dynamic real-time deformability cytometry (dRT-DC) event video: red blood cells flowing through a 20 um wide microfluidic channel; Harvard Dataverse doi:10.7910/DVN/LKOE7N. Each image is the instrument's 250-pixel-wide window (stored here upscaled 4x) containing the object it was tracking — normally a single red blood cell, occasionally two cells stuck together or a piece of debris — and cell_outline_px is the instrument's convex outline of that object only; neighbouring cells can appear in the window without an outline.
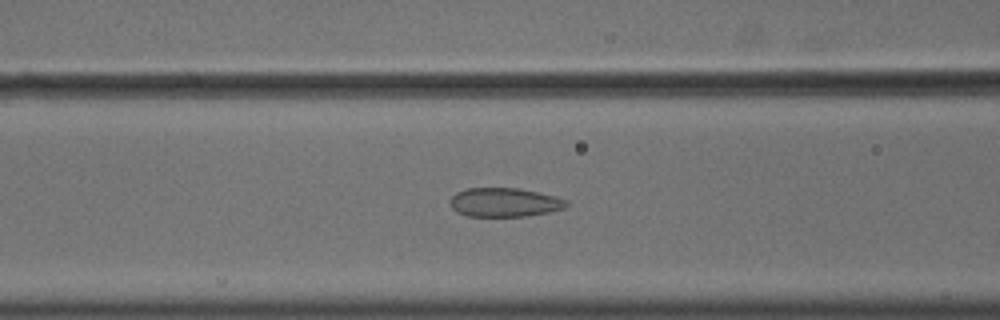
{"species": "common noctule bat (a hibernating species)", "species_latin": "Nyctalus noctula", "temperature_condition": "cold", "stored_images_in_passage": 56, "camera_frame_rate_fps": 3000, "um_per_image_px": 0.085, "animal": {"sex": "male", "body_mass_g": 18.8}, "frame": {"image": 1, "passage_image": 24, "time_ms": 7.667, "image_size_px": [1000, 320], "cell_outline_px": [[568, 204], [564, 208], [548, 212], [528, 216], [468, 216], [456, 212], [452, 208], [448, 200], [456, 192], [468, 188], [520, 188], [540, 192], [556, 196], [568, 200]], "centroid_in_image_um": [42.88, 17.19], "position_along_channel_um": 123.7, "area_um2": 19.83}}
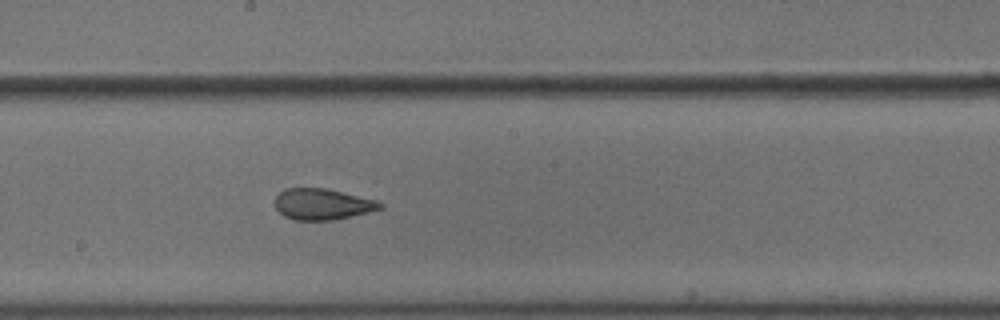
{"frame": {"image": 2, "passage_image": 32, "time_ms": 10.333, "image_size_px": [1000, 320], "cell_outline_px": [[384, 208], [368, 212], [332, 220], [292, 220], [284, 216], [276, 208], [276, 196], [284, 188], [328, 188], [376, 200], [384, 204]], "centroid_in_image_um": [27.41, 17.35], "position_along_channel_um": 220.8, "area_um2": 19.07}}
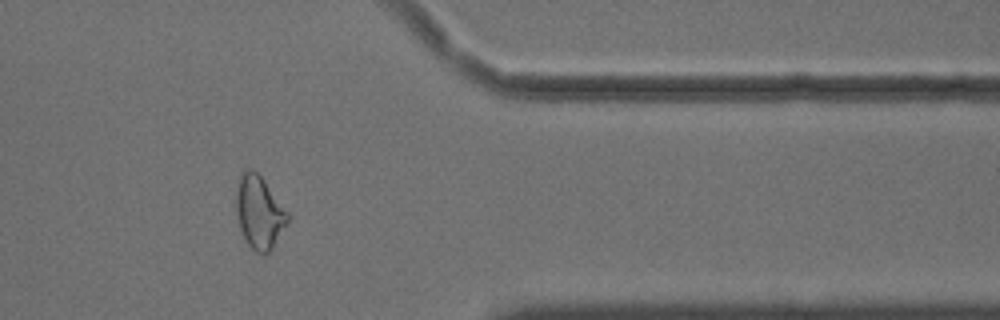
{"frame": {"image": 3, "passage_image": 47, "time_ms": 15.333, "image_size_px": [1000, 320], "cell_outline_px": [[288, 220], [272, 248], [268, 252], [256, 252], [248, 244], [240, 228], [236, 212], [236, 184], [244, 168], [252, 168], [260, 176], [288, 212]], "centroid_in_image_um": [22.0, 18.0], "position_along_channel_um": 389.4, "area_um2": 21.39}, "authors_computed_cell_mechanics": {"area_um2": 22.2241, "velocity_mm_per_s": 3.6332, "shape_relaxation_time_tau1_ms": 9.5284, "shape_relaxation_time_tau2_ms": 1.8515, "deformation_change_tau1": 0.1598, "deformation_change_tau2": 0.0744}}